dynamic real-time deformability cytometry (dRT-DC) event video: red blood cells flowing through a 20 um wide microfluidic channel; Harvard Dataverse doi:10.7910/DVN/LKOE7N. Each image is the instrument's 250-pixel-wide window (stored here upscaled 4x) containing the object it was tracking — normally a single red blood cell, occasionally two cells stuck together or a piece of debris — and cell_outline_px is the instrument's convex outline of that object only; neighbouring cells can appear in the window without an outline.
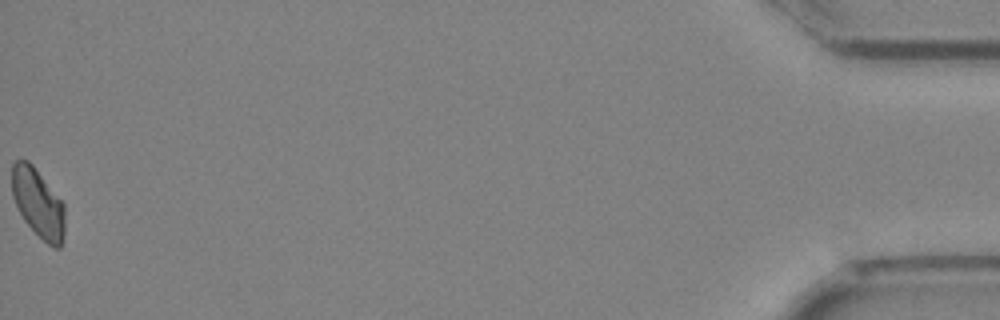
{"species": "Egyptian fruit bat (a non-hibernating species)", "species_latin": "Rousettus aegyptiacus", "temperature_condition": "cold", "stored_images_in_passage": 45, "camera_frame_rate_fps": 3000, "um_per_image_px": 0.085, "animal": {"sex": "female"}, "frame": {"image": 1, "passage_image": 45, "time_ms": 14.667, "image_size_px": [1000, 320], "cell_outline_px": [[64, 232], [60, 248], [52, 248], [24, 220], [12, 196], [12, 164], [16, 160], [28, 160], [32, 164], [64, 204]], "centroid_in_image_um": [3.23, 17.25], "position_along_channel_um": 432.0, "area_um2": 20.87}}